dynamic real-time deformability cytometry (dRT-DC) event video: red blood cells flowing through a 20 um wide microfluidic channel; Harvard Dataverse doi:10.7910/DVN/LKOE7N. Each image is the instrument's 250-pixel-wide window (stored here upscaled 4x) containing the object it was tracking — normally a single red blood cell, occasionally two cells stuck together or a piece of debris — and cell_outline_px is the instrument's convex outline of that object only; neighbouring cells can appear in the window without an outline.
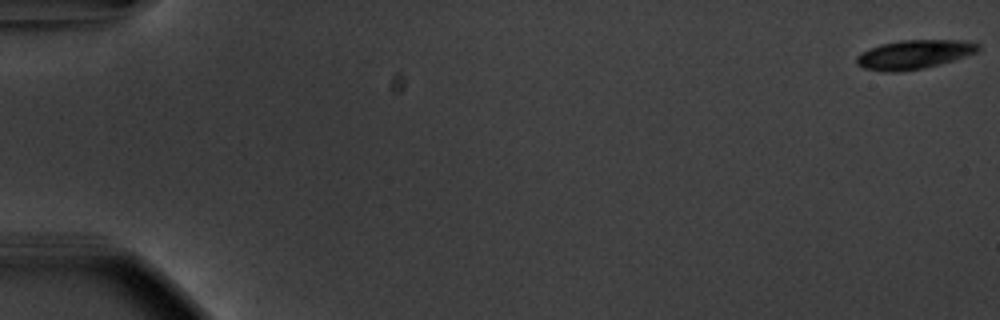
{"species": "common noctule bat (a hibernating species)", "species_latin": "Nyctalus noctula", "temperature_condition": "warm", "stored_images_in_passage": 56, "camera_frame_rate_fps": 3000, "um_per_image_px": 0.085, "animal": {"sex": "male", "body_mass_g": 20.1, "forearm_length_mm": 53.5}, "frame": {"image": 1, "passage_image": 1, "time_ms": 0.0, "image_size_px": [1000, 320], "cell_outline_px": [[980, 52], [924, 68], [900, 72], [880, 72], [864, 68], [856, 64], [856, 56], [860, 52], [880, 44], [900, 40], [968, 40], [980, 44]], "centroid_in_image_um": [77.69, 4.62], "position_along_channel_um": 7.3, "area_um2": 20.87}}
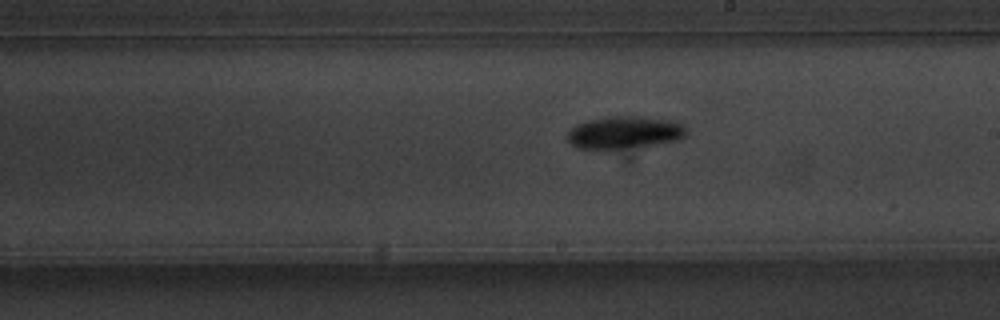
{"frame": {"image": 2, "passage_image": 33, "time_ms": 10.667, "image_size_px": [1000, 320], "cell_outline_px": [[688, 136], [680, 140], [608, 152], [604, 152], [580, 148], [572, 144], [568, 140], [568, 132], [576, 124], [588, 120], [608, 116], [632, 116], [676, 120], [684, 124], [688, 128]], "centroid_in_image_um": [53.14, 11.29], "position_along_channel_um": 235.9, "area_um2": 23.52}}
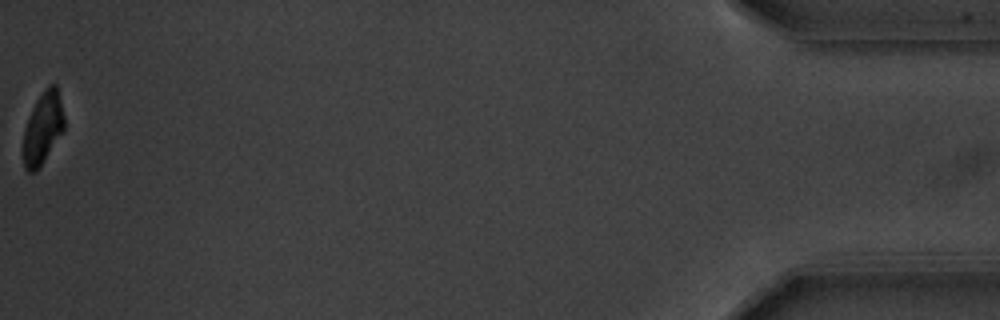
{"frame": {"image": 3, "passage_image": 56, "time_ms": 18.333, "image_size_px": [1000, 320], "cell_outline_px": [[64, 128], [40, 168], [36, 172], [28, 172], [24, 168], [24, 128], [32, 108], [36, 100], [44, 88], [48, 84], [56, 84], [64, 116]], "centroid_in_image_um": [3.64, 10.88], "position_along_channel_um": 431.6, "area_um2": 17.05}, "authors_computed_cell_mechanics": {"area_um2": 20.808, "velocity_mm_per_s": 3.7161, "shape_relaxation_time_tau1_ms": 1.9893, "shape_relaxation_time_tau2_ms": null, "deformation_change_tau1": 0.1314, "deformation_change_tau2": null}}